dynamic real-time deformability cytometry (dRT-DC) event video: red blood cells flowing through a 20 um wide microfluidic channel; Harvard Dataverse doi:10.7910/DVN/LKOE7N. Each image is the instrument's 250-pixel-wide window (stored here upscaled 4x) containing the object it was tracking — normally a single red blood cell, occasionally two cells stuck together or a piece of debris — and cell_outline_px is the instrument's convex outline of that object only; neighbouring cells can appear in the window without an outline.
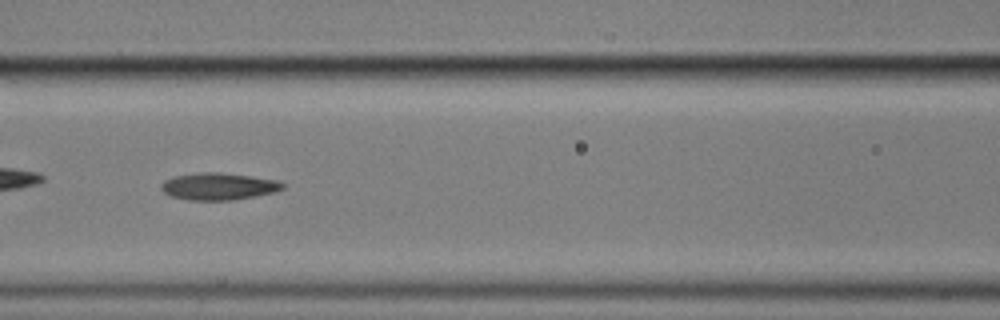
{"species": "common noctule bat (a hibernating species)", "species_latin": "Nyctalus noctula", "temperature_condition": "cold", "stored_images_in_passage": 6, "camera_frame_rate_fps": 3000, "um_per_image_px": 0.085, "animal": {"sex": "male", "body_mass_g": 17.9}, "frame": {"image": 1, "passage_image": 3, "time_ms": 2.333, "image_size_px": [1000, 320], "cell_outline_px": [[284, 188], [276, 192], [236, 200], [188, 200], [172, 196], [164, 192], [160, 188], [160, 184], [164, 180], [172, 176], [200, 172], [220, 172], [280, 180], [284, 184]], "centroid_in_image_um": [18.59, 15.84], "position_along_channel_um": 148.0, "area_um2": 19.42}}
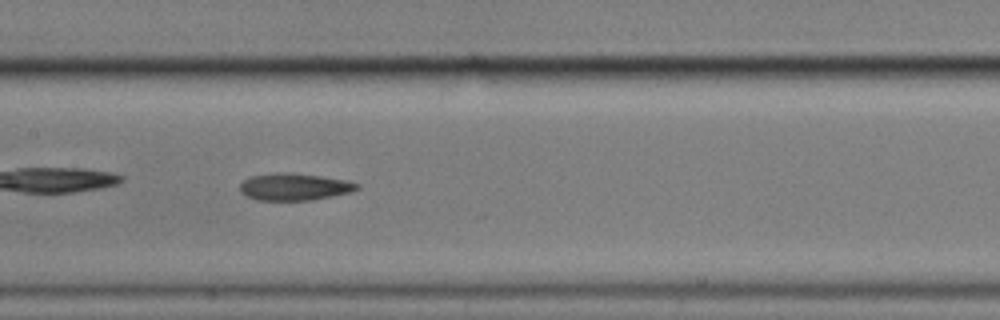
{"frame": {"image": 2, "passage_image": 4, "time_ms": 3.333, "image_size_px": [1000, 320], "cell_outline_px": [[360, 188], [352, 192], [312, 200], [256, 200], [240, 192], [240, 184], [248, 176], [276, 172], [292, 172], [348, 180], [360, 184]], "centroid_in_image_um": [25.03, 15.87], "position_along_channel_um": 182.4, "area_um2": 18.73}}